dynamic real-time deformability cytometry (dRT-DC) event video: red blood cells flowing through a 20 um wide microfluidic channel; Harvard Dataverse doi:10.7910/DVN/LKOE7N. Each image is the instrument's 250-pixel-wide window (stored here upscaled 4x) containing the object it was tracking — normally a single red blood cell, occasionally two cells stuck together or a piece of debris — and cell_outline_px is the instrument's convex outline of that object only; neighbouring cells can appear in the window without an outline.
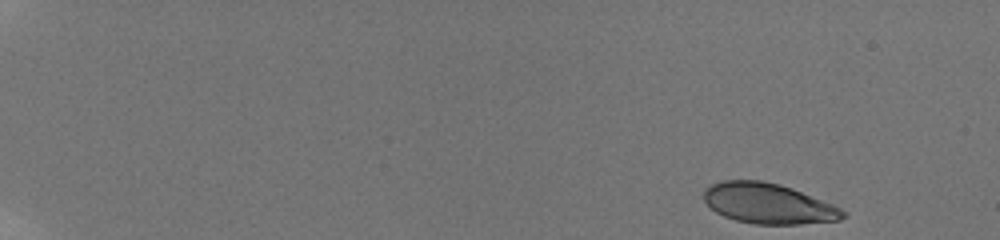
{"species": "human", "species_latin": "Homo sapiens", "temperature_condition": "room temperature", "stored_images_in_passage": 52, "camera_frame_rate_fps": 3000, "um_per_image_px": 0.085, "donor": {"sex": "male"}, "frame": {"image": 1, "passage_image": 1, "time_ms": 0.0, "image_size_px": [1000, 240], "cell_outline_px": [[848, 216], [840, 220], [800, 224], [756, 224], [736, 220], [724, 216], [716, 212], [704, 200], [704, 188], [720, 180], [764, 180], [780, 184], [792, 188], [832, 204], [848, 212]], "centroid_in_image_um": [65.32, 17.29], "position_along_channel_um": 19.7, "area_um2": 32.83}}
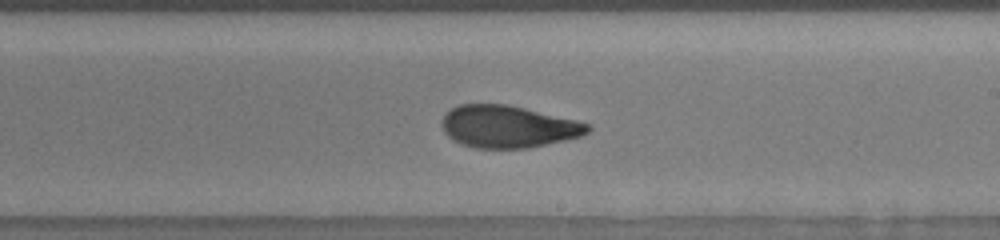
{"frame": {"image": 2, "passage_image": 33, "time_ms": 10.667, "image_size_px": [1000, 240], "cell_outline_px": [[592, 128], [588, 132], [580, 136], [564, 140], [528, 148], [476, 148], [460, 144], [452, 140], [444, 132], [444, 116], [452, 108], [460, 104], [508, 104], [576, 120], [588, 124]], "centroid_in_image_um": [43.19, 10.76], "position_along_channel_um": 245.8, "area_um2": 35.55}}
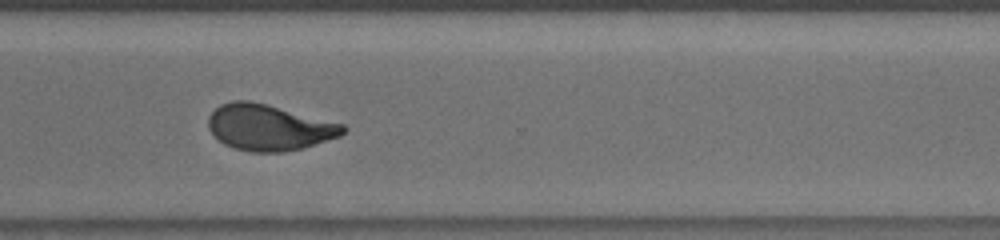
{"frame": {"image": 3, "passage_image": 41, "time_ms": 13.333, "image_size_px": [1000, 240], "cell_outline_px": [[348, 128], [340, 136], [304, 148], [284, 152], [252, 152], [236, 148], [224, 144], [208, 128], [208, 116], [220, 104], [232, 100], [248, 100], [268, 104], [344, 124]], "centroid_in_image_um": [22.88, 10.82], "position_along_channel_um": 347.7, "area_um2": 36.18}, "authors_computed_cell_mechanics": {"area_um2": 35.7204, "velocity_mm_per_s": 3.8249, "shape_relaxation_time_tau1_ms": 4.8621, "shape_relaxation_time_tau2_ms": 1.1737, "deformation_change_tau1": 0.2058, "deformation_change_tau2": 0.0813}}